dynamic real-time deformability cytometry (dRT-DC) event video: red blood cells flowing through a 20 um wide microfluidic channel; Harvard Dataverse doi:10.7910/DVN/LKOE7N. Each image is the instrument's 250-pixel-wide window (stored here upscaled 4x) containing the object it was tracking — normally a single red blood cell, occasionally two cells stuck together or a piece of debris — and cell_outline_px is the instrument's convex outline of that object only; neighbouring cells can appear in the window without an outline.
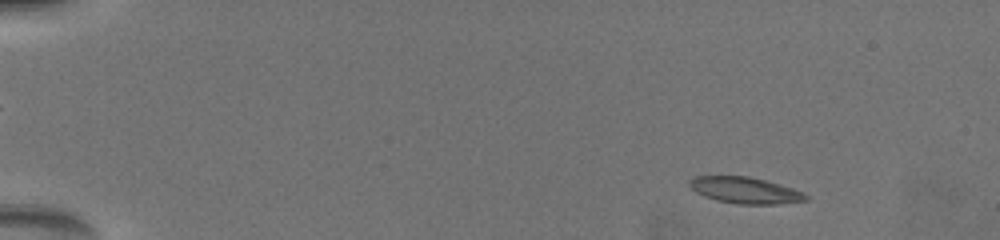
{"species": "common noctule bat (a hibernating species)", "species_latin": "Nyctalus noctula", "temperature_condition": "warm", "stored_images_in_passage": 44, "camera_frame_rate_fps": 3000, "um_per_image_px": 0.085, "animal": {"sex": "female", "body_mass_g": 19.5, "forearm_length_mm": 54.1}, "frame": {"image": 1, "passage_image": 5, "time_ms": 2.333, "image_size_px": [1000, 240], "cell_outline_px": [[808, 200], [776, 204], [740, 204], [716, 200], [704, 196], [696, 192], [688, 184], [688, 180], [696, 176], [748, 176], [764, 180], [792, 188], [804, 192], [808, 196]], "centroid_in_image_um": [63.32, 16.17], "position_along_channel_um": 21.7, "area_um2": 17.74}}
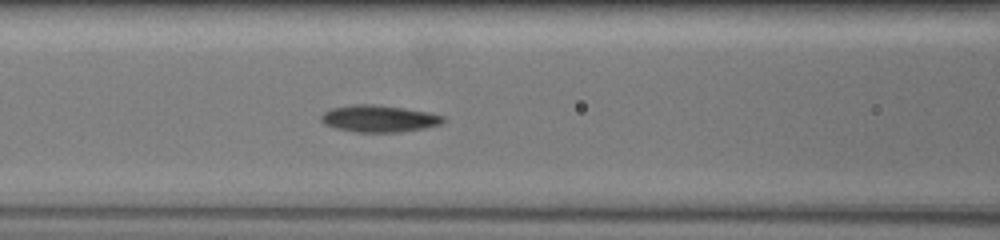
{"frame": {"image": 2, "passage_image": 21, "time_ms": 8.667, "image_size_px": [1000, 240], "cell_outline_px": [[448, 120], [440, 124], [424, 128], [400, 132], [356, 132], [336, 128], [324, 124], [320, 120], [320, 116], [324, 112], [332, 108], [356, 104], [372, 104], [404, 108], [428, 112], [444, 116]], "centroid_in_image_um": [32.22, 10.08], "position_along_channel_um": 134.4, "area_um2": 19.13}}
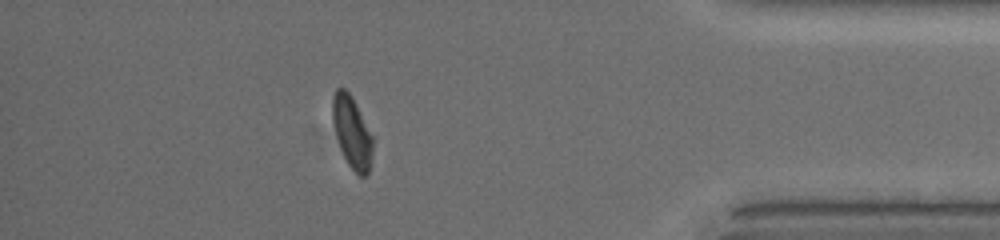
{"frame": {"image": 3, "passage_image": 39, "time_ms": 16.667, "image_size_px": [1000, 240], "cell_outline_px": [[372, 160], [368, 172], [364, 176], [360, 176], [348, 164], [340, 148], [332, 120], [332, 100], [336, 88], [344, 88], [352, 96], [372, 136]], "centroid_in_image_um": [29.91, 11.23], "position_along_channel_um": 405.3, "area_um2": 16.53}, "authors_computed_cell_mechanics": {"area_um2": 17.9758, "velocity_mm_per_s": 3.7859, "shape_relaxation_time_tau1_ms": 3.6444, "shape_relaxation_time_tau2_ms": 2.8502, "deformation_change_tau1": 0.1305, "deformation_change_tau2": 0.0908}}